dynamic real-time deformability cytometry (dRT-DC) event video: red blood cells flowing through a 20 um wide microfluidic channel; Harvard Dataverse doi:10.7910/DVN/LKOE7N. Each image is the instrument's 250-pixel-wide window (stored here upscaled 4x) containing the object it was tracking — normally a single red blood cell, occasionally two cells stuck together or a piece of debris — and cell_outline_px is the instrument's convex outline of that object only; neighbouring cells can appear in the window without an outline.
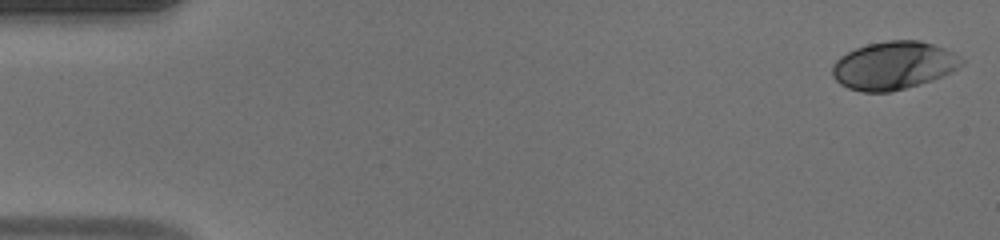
{"species": "human", "species_latin": "Homo sapiens", "temperature_condition": "warm", "stored_images_in_passage": 49, "camera_frame_rate_fps": 3000, "um_per_image_px": 0.085, "donor": {"sex": "male"}, "frame": {"image": 1, "passage_image": 1, "time_ms": 0.0, "image_size_px": [1000, 240], "cell_outline_px": [[964, 64], [952, 72], [932, 80], [904, 88], [888, 92], [860, 92], [848, 88], [840, 84], [832, 76], [832, 64], [840, 56], [856, 48], [868, 44], [888, 40], [920, 40], [944, 48], [952, 52], [964, 60]], "centroid_in_image_um": [75.94, 5.57], "position_along_channel_um": 9.1, "area_um2": 36.13}}
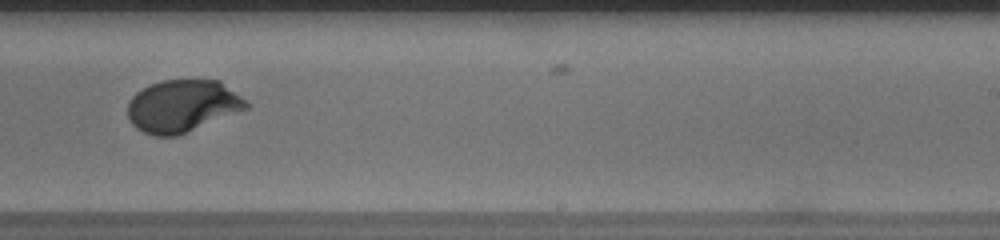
{"frame": {"image": 2, "passage_image": 31, "time_ms": 10.0, "image_size_px": [1000, 240], "cell_outline_px": [[252, 104], [248, 108], [176, 136], [152, 136], [136, 128], [132, 124], [128, 116], [128, 100], [136, 92], [160, 80], [220, 80], [248, 100]], "centroid_in_image_um": [15.52, 9.0], "position_along_channel_um": 273.5, "area_um2": 36.18}}
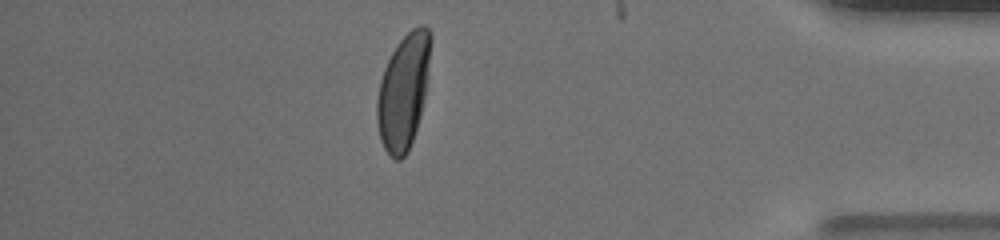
{"frame": {"image": 3, "passage_image": 43, "time_ms": 14.0, "image_size_px": [1000, 240], "cell_outline_px": [[432, 40], [428, 80], [420, 116], [408, 152], [400, 160], [396, 160], [384, 148], [380, 140], [376, 120], [376, 100], [380, 80], [384, 68], [396, 44], [412, 28], [420, 24], [424, 24], [428, 28], [432, 36]], "centroid_in_image_um": [34.3, 7.73], "position_along_channel_um": 400.9, "area_um2": 36.3}, "authors_computed_cell_mechanics": {"area_um2": 36.0094, "velocity_mm_per_s": 4.126, "shape_relaxation_time_tau1_ms": 2.9384, "shape_relaxation_time_tau2_ms": null, "deformation_change_tau1": 0.1762, "deformation_change_tau2": null}}